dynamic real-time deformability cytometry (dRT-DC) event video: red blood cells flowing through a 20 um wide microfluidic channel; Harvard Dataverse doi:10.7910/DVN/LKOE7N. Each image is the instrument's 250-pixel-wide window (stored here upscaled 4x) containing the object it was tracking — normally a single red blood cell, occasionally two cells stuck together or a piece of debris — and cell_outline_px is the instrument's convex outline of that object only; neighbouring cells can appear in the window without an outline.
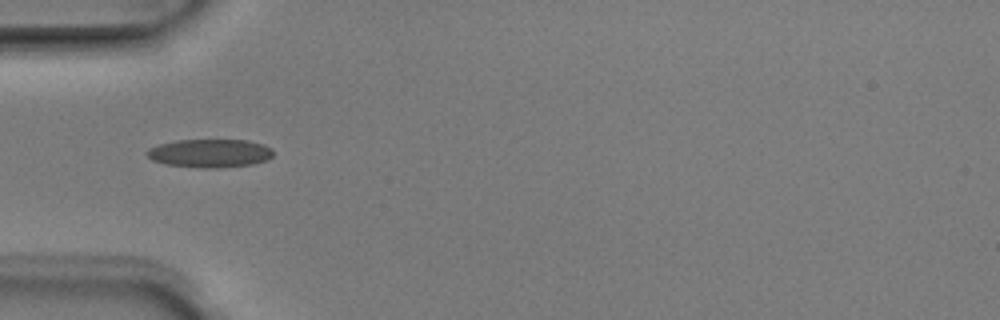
{"species": "Egyptian fruit bat (a non-hibernating species)", "species_latin": "Rousettus aegyptiacus", "temperature_condition": "room temperature", "stored_images_in_passage": 1, "camera_frame_rate_fps": 3000, "um_per_image_px": 0.085, "animal": {"sex": "male"}, "frame": {"image": 1, "passage_image": 1, "time_ms": 0.0, "image_size_px": [1000, 320], "cell_outline_px": [[272, 156], [268, 160], [252, 164], [216, 168], [200, 168], [164, 164], [152, 160], [144, 152], [148, 148], [160, 144], [176, 140], [248, 140], [264, 144], [272, 148]], "centroid_in_image_um": [17.83, 13.02], "position_along_channel_um": 67.2, "area_um2": 21.04}}